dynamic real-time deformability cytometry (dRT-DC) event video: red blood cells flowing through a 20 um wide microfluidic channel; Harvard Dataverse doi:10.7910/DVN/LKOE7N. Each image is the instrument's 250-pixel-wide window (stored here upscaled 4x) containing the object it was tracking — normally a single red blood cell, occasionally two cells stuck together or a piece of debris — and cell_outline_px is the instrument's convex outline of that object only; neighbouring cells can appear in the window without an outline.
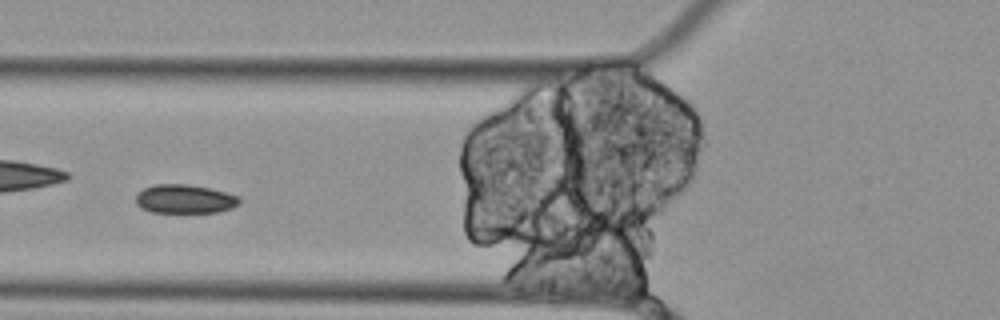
{"species": "Egyptian fruit bat (a non-hibernating species)", "species_latin": "Rousettus aegyptiacus", "temperature_condition": "cold", "stored_images_in_passage": 58, "segment_of_instrument_passage": [2, 2], "camera_frame_rate_fps": 3000, "um_per_image_px": 0.085, "animal": {"sex": "female"}, "frame": {"image": 1, "passage_image": 21, "time_ms": 6.667, "image_size_px": [1000, 320], "cell_outline_px": [[240, 204], [232, 208], [216, 212], [152, 212], [140, 208], [136, 204], [136, 196], [144, 188], [156, 184], [184, 184], [208, 188], [240, 196]], "centroid_in_image_um": [15.71, 16.92], "position_along_channel_um": 110.1, "area_um2": 17.28}}
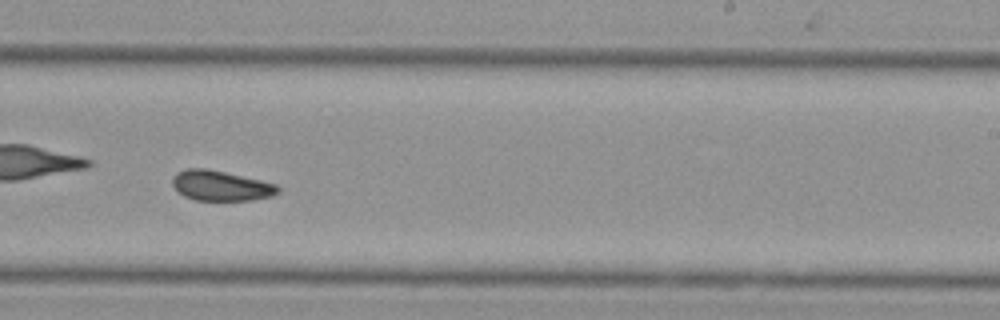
{"frame": {"image": 2, "passage_image": 35, "time_ms": 11.333, "image_size_px": [1000, 320], "cell_outline_px": [[280, 192], [272, 196], [252, 200], [196, 200], [184, 196], [172, 184], [172, 176], [176, 172], [188, 168], [208, 168], [260, 180], [276, 184], [280, 188]], "centroid_in_image_um": [18.77, 15.78], "position_along_channel_um": 270.2, "area_um2": 18.55}}
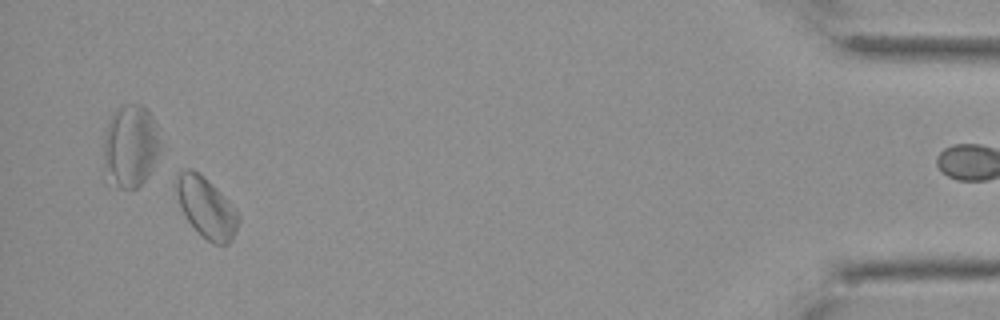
{"frame": {"image": 3, "passage_image": 54, "time_ms": 17.667, "image_size_px": [1000, 320], "cell_outline_px": [[240, 220], [236, 232], [232, 240], [228, 244], [212, 244], [188, 220], [180, 204], [176, 192], [176, 176], [180, 172], [188, 168], [192, 168], [200, 172], [228, 200], [240, 216]], "centroid_in_image_um": [17.56, 17.62], "position_along_channel_um": 417.6, "area_um2": 21.56}}